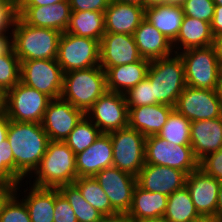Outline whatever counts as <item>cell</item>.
Listing matches in <instances>:
<instances>
[{
  "mask_svg": "<svg viewBox=\"0 0 222 222\" xmlns=\"http://www.w3.org/2000/svg\"><path fill=\"white\" fill-rule=\"evenodd\" d=\"M50 139L40 123L9 120L7 143L14 156V174L24 182L38 167Z\"/></svg>",
  "mask_w": 222,
  "mask_h": 222,
  "instance_id": "cell-1",
  "label": "cell"
},
{
  "mask_svg": "<svg viewBox=\"0 0 222 222\" xmlns=\"http://www.w3.org/2000/svg\"><path fill=\"white\" fill-rule=\"evenodd\" d=\"M32 178H34L33 181H31ZM77 178L74 152L64 142L50 141L38 167L26 178L29 181L25 180V183L58 189L63 185L73 184Z\"/></svg>",
  "mask_w": 222,
  "mask_h": 222,
  "instance_id": "cell-2",
  "label": "cell"
},
{
  "mask_svg": "<svg viewBox=\"0 0 222 222\" xmlns=\"http://www.w3.org/2000/svg\"><path fill=\"white\" fill-rule=\"evenodd\" d=\"M13 49L20 61L57 59L61 32L26 24L16 15L12 24Z\"/></svg>",
  "mask_w": 222,
  "mask_h": 222,
  "instance_id": "cell-3",
  "label": "cell"
},
{
  "mask_svg": "<svg viewBox=\"0 0 222 222\" xmlns=\"http://www.w3.org/2000/svg\"><path fill=\"white\" fill-rule=\"evenodd\" d=\"M153 98L159 104L175 107L179 95L187 86L184 63L179 53L151 60L147 71Z\"/></svg>",
  "mask_w": 222,
  "mask_h": 222,
  "instance_id": "cell-4",
  "label": "cell"
},
{
  "mask_svg": "<svg viewBox=\"0 0 222 222\" xmlns=\"http://www.w3.org/2000/svg\"><path fill=\"white\" fill-rule=\"evenodd\" d=\"M106 91V74L101 66L64 73L61 98L85 114Z\"/></svg>",
  "mask_w": 222,
  "mask_h": 222,
  "instance_id": "cell-5",
  "label": "cell"
},
{
  "mask_svg": "<svg viewBox=\"0 0 222 222\" xmlns=\"http://www.w3.org/2000/svg\"><path fill=\"white\" fill-rule=\"evenodd\" d=\"M185 69L186 85L193 88L216 90L222 67L212 45L179 52Z\"/></svg>",
  "mask_w": 222,
  "mask_h": 222,
  "instance_id": "cell-6",
  "label": "cell"
},
{
  "mask_svg": "<svg viewBox=\"0 0 222 222\" xmlns=\"http://www.w3.org/2000/svg\"><path fill=\"white\" fill-rule=\"evenodd\" d=\"M51 98L21 81L6 92L5 109L11 121L40 123Z\"/></svg>",
  "mask_w": 222,
  "mask_h": 222,
  "instance_id": "cell-7",
  "label": "cell"
},
{
  "mask_svg": "<svg viewBox=\"0 0 222 222\" xmlns=\"http://www.w3.org/2000/svg\"><path fill=\"white\" fill-rule=\"evenodd\" d=\"M57 62L63 73L100 66V41L65 31L59 38Z\"/></svg>",
  "mask_w": 222,
  "mask_h": 222,
  "instance_id": "cell-8",
  "label": "cell"
},
{
  "mask_svg": "<svg viewBox=\"0 0 222 222\" xmlns=\"http://www.w3.org/2000/svg\"><path fill=\"white\" fill-rule=\"evenodd\" d=\"M108 134L112 141L113 166L137 177L145 165L146 137L129 126Z\"/></svg>",
  "mask_w": 222,
  "mask_h": 222,
  "instance_id": "cell-9",
  "label": "cell"
},
{
  "mask_svg": "<svg viewBox=\"0 0 222 222\" xmlns=\"http://www.w3.org/2000/svg\"><path fill=\"white\" fill-rule=\"evenodd\" d=\"M145 164L175 168L187 175L199 168L191 145H175L157 135L146 137Z\"/></svg>",
  "mask_w": 222,
  "mask_h": 222,
  "instance_id": "cell-10",
  "label": "cell"
},
{
  "mask_svg": "<svg viewBox=\"0 0 222 222\" xmlns=\"http://www.w3.org/2000/svg\"><path fill=\"white\" fill-rule=\"evenodd\" d=\"M20 62L22 83L46 94L51 99L61 97L64 73L57 59H34Z\"/></svg>",
  "mask_w": 222,
  "mask_h": 222,
  "instance_id": "cell-11",
  "label": "cell"
},
{
  "mask_svg": "<svg viewBox=\"0 0 222 222\" xmlns=\"http://www.w3.org/2000/svg\"><path fill=\"white\" fill-rule=\"evenodd\" d=\"M174 109L191 122L222 117V105L216 90L186 86Z\"/></svg>",
  "mask_w": 222,
  "mask_h": 222,
  "instance_id": "cell-12",
  "label": "cell"
},
{
  "mask_svg": "<svg viewBox=\"0 0 222 222\" xmlns=\"http://www.w3.org/2000/svg\"><path fill=\"white\" fill-rule=\"evenodd\" d=\"M85 115L102 133L128 127L129 109L122 93L106 91Z\"/></svg>",
  "mask_w": 222,
  "mask_h": 222,
  "instance_id": "cell-13",
  "label": "cell"
},
{
  "mask_svg": "<svg viewBox=\"0 0 222 222\" xmlns=\"http://www.w3.org/2000/svg\"><path fill=\"white\" fill-rule=\"evenodd\" d=\"M94 179L106 193L115 212H128L132 205L137 178L114 166L104 168Z\"/></svg>",
  "mask_w": 222,
  "mask_h": 222,
  "instance_id": "cell-14",
  "label": "cell"
},
{
  "mask_svg": "<svg viewBox=\"0 0 222 222\" xmlns=\"http://www.w3.org/2000/svg\"><path fill=\"white\" fill-rule=\"evenodd\" d=\"M84 116L82 110L60 97L50 100L41 125L50 141L64 142Z\"/></svg>",
  "mask_w": 222,
  "mask_h": 222,
  "instance_id": "cell-15",
  "label": "cell"
},
{
  "mask_svg": "<svg viewBox=\"0 0 222 222\" xmlns=\"http://www.w3.org/2000/svg\"><path fill=\"white\" fill-rule=\"evenodd\" d=\"M71 12L68 0L48 6H16V15L26 24L51 28L61 33L68 28Z\"/></svg>",
  "mask_w": 222,
  "mask_h": 222,
  "instance_id": "cell-16",
  "label": "cell"
},
{
  "mask_svg": "<svg viewBox=\"0 0 222 222\" xmlns=\"http://www.w3.org/2000/svg\"><path fill=\"white\" fill-rule=\"evenodd\" d=\"M221 182L202 169L192 171L186 179V188L200 216L217 220V199Z\"/></svg>",
  "mask_w": 222,
  "mask_h": 222,
  "instance_id": "cell-17",
  "label": "cell"
},
{
  "mask_svg": "<svg viewBox=\"0 0 222 222\" xmlns=\"http://www.w3.org/2000/svg\"><path fill=\"white\" fill-rule=\"evenodd\" d=\"M187 174L167 166L145 164L137 175V184L147 191L167 196L186 186Z\"/></svg>",
  "mask_w": 222,
  "mask_h": 222,
  "instance_id": "cell-18",
  "label": "cell"
},
{
  "mask_svg": "<svg viewBox=\"0 0 222 222\" xmlns=\"http://www.w3.org/2000/svg\"><path fill=\"white\" fill-rule=\"evenodd\" d=\"M141 58L133 35L105 33L100 40L101 68L130 64Z\"/></svg>",
  "mask_w": 222,
  "mask_h": 222,
  "instance_id": "cell-19",
  "label": "cell"
},
{
  "mask_svg": "<svg viewBox=\"0 0 222 222\" xmlns=\"http://www.w3.org/2000/svg\"><path fill=\"white\" fill-rule=\"evenodd\" d=\"M111 166L113 149L109 134L102 133L89 148L76 154L77 177H94L104 168Z\"/></svg>",
  "mask_w": 222,
  "mask_h": 222,
  "instance_id": "cell-20",
  "label": "cell"
},
{
  "mask_svg": "<svg viewBox=\"0 0 222 222\" xmlns=\"http://www.w3.org/2000/svg\"><path fill=\"white\" fill-rule=\"evenodd\" d=\"M190 139L199 162L208 154L222 149V117L191 122Z\"/></svg>",
  "mask_w": 222,
  "mask_h": 222,
  "instance_id": "cell-21",
  "label": "cell"
},
{
  "mask_svg": "<svg viewBox=\"0 0 222 222\" xmlns=\"http://www.w3.org/2000/svg\"><path fill=\"white\" fill-rule=\"evenodd\" d=\"M104 14L105 33L133 35L145 19V7L111 1Z\"/></svg>",
  "mask_w": 222,
  "mask_h": 222,
  "instance_id": "cell-22",
  "label": "cell"
},
{
  "mask_svg": "<svg viewBox=\"0 0 222 222\" xmlns=\"http://www.w3.org/2000/svg\"><path fill=\"white\" fill-rule=\"evenodd\" d=\"M128 126L142 133L145 137L157 135L167 122L174 107L164 104L128 107Z\"/></svg>",
  "mask_w": 222,
  "mask_h": 222,
  "instance_id": "cell-23",
  "label": "cell"
},
{
  "mask_svg": "<svg viewBox=\"0 0 222 222\" xmlns=\"http://www.w3.org/2000/svg\"><path fill=\"white\" fill-rule=\"evenodd\" d=\"M23 182H20L15 187V193L20 197L22 196V200L24 201L31 222H54V207H55V188H43L37 187L29 184L25 189V192H21L20 188ZM20 193L18 194V192ZM29 191V192H28ZM23 194V195H20ZM26 194V195H25Z\"/></svg>",
  "mask_w": 222,
  "mask_h": 222,
  "instance_id": "cell-24",
  "label": "cell"
},
{
  "mask_svg": "<svg viewBox=\"0 0 222 222\" xmlns=\"http://www.w3.org/2000/svg\"><path fill=\"white\" fill-rule=\"evenodd\" d=\"M133 37L139 54L144 59L151 61L174 53L172 42L145 19L135 30Z\"/></svg>",
  "mask_w": 222,
  "mask_h": 222,
  "instance_id": "cell-25",
  "label": "cell"
},
{
  "mask_svg": "<svg viewBox=\"0 0 222 222\" xmlns=\"http://www.w3.org/2000/svg\"><path fill=\"white\" fill-rule=\"evenodd\" d=\"M150 60L141 58L130 64L102 68L106 74L107 91L125 94L146 76Z\"/></svg>",
  "mask_w": 222,
  "mask_h": 222,
  "instance_id": "cell-26",
  "label": "cell"
},
{
  "mask_svg": "<svg viewBox=\"0 0 222 222\" xmlns=\"http://www.w3.org/2000/svg\"><path fill=\"white\" fill-rule=\"evenodd\" d=\"M184 18L181 4L162 3L145 8V20L160 31L170 42L179 33Z\"/></svg>",
  "mask_w": 222,
  "mask_h": 222,
  "instance_id": "cell-27",
  "label": "cell"
},
{
  "mask_svg": "<svg viewBox=\"0 0 222 222\" xmlns=\"http://www.w3.org/2000/svg\"><path fill=\"white\" fill-rule=\"evenodd\" d=\"M214 36L209 22L184 16L177 38L172 42L174 53L212 45Z\"/></svg>",
  "mask_w": 222,
  "mask_h": 222,
  "instance_id": "cell-28",
  "label": "cell"
},
{
  "mask_svg": "<svg viewBox=\"0 0 222 222\" xmlns=\"http://www.w3.org/2000/svg\"><path fill=\"white\" fill-rule=\"evenodd\" d=\"M168 196L142 189L138 184L133 191L132 205L128 211L133 219L157 218L164 215Z\"/></svg>",
  "mask_w": 222,
  "mask_h": 222,
  "instance_id": "cell-29",
  "label": "cell"
},
{
  "mask_svg": "<svg viewBox=\"0 0 222 222\" xmlns=\"http://www.w3.org/2000/svg\"><path fill=\"white\" fill-rule=\"evenodd\" d=\"M66 32L100 41L105 34V14L100 11H72Z\"/></svg>",
  "mask_w": 222,
  "mask_h": 222,
  "instance_id": "cell-30",
  "label": "cell"
},
{
  "mask_svg": "<svg viewBox=\"0 0 222 222\" xmlns=\"http://www.w3.org/2000/svg\"><path fill=\"white\" fill-rule=\"evenodd\" d=\"M163 216L169 222H189L200 217L186 186L168 196Z\"/></svg>",
  "mask_w": 222,
  "mask_h": 222,
  "instance_id": "cell-31",
  "label": "cell"
},
{
  "mask_svg": "<svg viewBox=\"0 0 222 222\" xmlns=\"http://www.w3.org/2000/svg\"><path fill=\"white\" fill-rule=\"evenodd\" d=\"M73 184L79 189L82 197L101 214H112L109 198L94 177H78Z\"/></svg>",
  "mask_w": 222,
  "mask_h": 222,
  "instance_id": "cell-32",
  "label": "cell"
},
{
  "mask_svg": "<svg viewBox=\"0 0 222 222\" xmlns=\"http://www.w3.org/2000/svg\"><path fill=\"white\" fill-rule=\"evenodd\" d=\"M101 134L100 129L85 115L74 127L64 143L76 155L89 148Z\"/></svg>",
  "mask_w": 222,
  "mask_h": 222,
  "instance_id": "cell-33",
  "label": "cell"
},
{
  "mask_svg": "<svg viewBox=\"0 0 222 222\" xmlns=\"http://www.w3.org/2000/svg\"><path fill=\"white\" fill-rule=\"evenodd\" d=\"M190 132L191 121L174 109L157 136L175 145H190Z\"/></svg>",
  "mask_w": 222,
  "mask_h": 222,
  "instance_id": "cell-34",
  "label": "cell"
},
{
  "mask_svg": "<svg viewBox=\"0 0 222 222\" xmlns=\"http://www.w3.org/2000/svg\"><path fill=\"white\" fill-rule=\"evenodd\" d=\"M58 190L73 208L78 222H95L103 216V214L86 202L74 184L63 185Z\"/></svg>",
  "mask_w": 222,
  "mask_h": 222,
  "instance_id": "cell-35",
  "label": "cell"
},
{
  "mask_svg": "<svg viewBox=\"0 0 222 222\" xmlns=\"http://www.w3.org/2000/svg\"><path fill=\"white\" fill-rule=\"evenodd\" d=\"M21 62L12 48L0 55V87L7 92L20 82Z\"/></svg>",
  "mask_w": 222,
  "mask_h": 222,
  "instance_id": "cell-36",
  "label": "cell"
},
{
  "mask_svg": "<svg viewBox=\"0 0 222 222\" xmlns=\"http://www.w3.org/2000/svg\"><path fill=\"white\" fill-rule=\"evenodd\" d=\"M124 96L128 107L159 104L156 99L153 98L152 85L147 76L136 86L129 89Z\"/></svg>",
  "mask_w": 222,
  "mask_h": 222,
  "instance_id": "cell-37",
  "label": "cell"
},
{
  "mask_svg": "<svg viewBox=\"0 0 222 222\" xmlns=\"http://www.w3.org/2000/svg\"><path fill=\"white\" fill-rule=\"evenodd\" d=\"M14 192L5 202L0 222H31L28 209L24 201Z\"/></svg>",
  "mask_w": 222,
  "mask_h": 222,
  "instance_id": "cell-38",
  "label": "cell"
},
{
  "mask_svg": "<svg viewBox=\"0 0 222 222\" xmlns=\"http://www.w3.org/2000/svg\"><path fill=\"white\" fill-rule=\"evenodd\" d=\"M20 182L14 174V156L6 140L0 145V183L16 187Z\"/></svg>",
  "mask_w": 222,
  "mask_h": 222,
  "instance_id": "cell-39",
  "label": "cell"
},
{
  "mask_svg": "<svg viewBox=\"0 0 222 222\" xmlns=\"http://www.w3.org/2000/svg\"><path fill=\"white\" fill-rule=\"evenodd\" d=\"M184 16L193 17L211 23L215 12L213 0H185L181 4Z\"/></svg>",
  "mask_w": 222,
  "mask_h": 222,
  "instance_id": "cell-40",
  "label": "cell"
},
{
  "mask_svg": "<svg viewBox=\"0 0 222 222\" xmlns=\"http://www.w3.org/2000/svg\"><path fill=\"white\" fill-rule=\"evenodd\" d=\"M54 222H78L73 208L65 197L55 188Z\"/></svg>",
  "mask_w": 222,
  "mask_h": 222,
  "instance_id": "cell-41",
  "label": "cell"
},
{
  "mask_svg": "<svg viewBox=\"0 0 222 222\" xmlns=\"http://www.w3.org/2000/svg\"><path fill=\"white\" fill-rule=\"evenodd\" d=\"M199 168L222 183V149L204 157L199 162Z\"/></svg>",
  "mask_w": 222,
  "mask_h": 222,
  "instance_id": "cell-42",
  "label": "cell"
},
{
  "mask_svg": "<svg viewBox=\"0 0 222 222\" xmlns=\"http://www.w3.org/2000/svg\"><path fill=\"white\" fill-rule=\"evenodd\" d=\"M16 17V0H0V33L11 32Z\"/></svg>",
  "mask_w": 222,
  "mask_h": 222,
  "instance_id": "cell-43",
  "label": "cell"
},
{
  "mask_svg": "<svg viewBox=\"0 0 222 222\" xmlns=\"http://www.w3.org/2000/svg\"><path fill=\"white\" fill-rule=\"evenodd\" d=\"M71 11H100L105 12L111 0H68Z\"/></svg>",
  "mask_w": 222,
  "mask_h": 222,
  "instance_id": "cell-44",
  "label": "cell"
},
{
  "mask_svg": "<svg viewBox=\"0 0 222 222\" xmlns=\"http://www.w3.org/2000/svg\"><path fill=\"white\" fill-rule=\"evenodd\" d=\"M210 25L214 37L222 34V5H215V12Z\"/></svg>",
  "mask_w": 222,
  "mask_h": 222,
  "instance_id": "cell-45",
  "label": "cell"
},
{
  "mask_svg": "<svg viewBox=\"0 0 222 222\" xmlns=\"http://www.w3.org/2000/svg\"><path fill=\"white\" fill-rule=\"evenodd\" d=\"M95 222H133V218L128 212H115L112 214L103 215Z\"/></svg>",
  "mask_w": 222,
  "mask_h": 222,
  "instance_id": "cell-46",
  "label": "cell"
},
{
  "mask_svg": "<svg viewBox=\"0 0 222 222\" xmlns=\"http://www.w3.org/2000/svg\"><path fill=\"white\" fill-rule=\"evenodd\" d=\"M12 48H13L12 32L0 33V55L7 54Z\"/></svg>",
  "mask_w": 222,
  "mask_h": 222,
  "instance_id": "cell-47",
  "label": "cell"
},
{
  "mask_svg": "<svg viewBox=\"0 0 222 222\" xmlns=\"http://www.w3.org/2000/svg\"><path fill=\"white\" fill-rule=\"evenodd\" d=\"M63 0H16V6H48Z\"/></svg>",
  "mask_w": 222,
  "mask_h": 222,
  "instance_id": "cell-48",
  "label": "cell"
},
{
  "mask_svg": "<svg viewBox=\"0 0 222 222\" xmlns=\"http://www.w3.org/2000/svg\"><path fill=\"white\" fill-rule=\"evenodd\" d=\"M15 192V187L0 183V215L6 200Z\"/></svg>",
  "mask_w": 222,
  "mask_h": 222,
  "instance_id": "cell-49",
  "label": "cell"
},
{
  "mask_svg": "<svg viewBox=\"0 0 222 222\" xmlns=\"http://www.w3.org/2000/svg\"><path fill=\"white\" fill-rule=\"evenodd\" d=\"M9 127V118L6 113L0 112V145L7 140V131Z\"/></svg>",
  "mask_w": 222,
  "mask_h": 222,
  "instance_id": "cell-50",
  "label": "cell"
},
{
  "mask_svg": "<svg viewBox=\"0 0 222 222\" xmlns=\"http://www.w3.org/2000/svg\"><path fill=\"white\" fill-rule=\"evenodd\" d=\"M212 46L215 51L216 59L219 65L222 67V34L214 37Z\"/></svg>",
  "mask_w": 222,
  "mask_h": 222,
  "instance_id": "cell-51",
  "label": "cell"
},
{
  "mask_svg": "<svg viewBox=\"0 0 222 222\" xmlns=\"http://www.w3.org/2000/svg\"><path fill=\"white\" fill-rule=\"evenodd\" d=\"M217 221L222 222V183L219 187L218 199H217Z\"/></svg>",
  "mask_w": 222,
  "mask_h": 222,
  "instance_id": "cell-52",
  "label": "cell"
},
{
  "mask_svg": "<svg viewBox=\"0 0 222 222\" xmlns=\"http://www.w3.org/2000/svg\"><path fill=\"white\" fill-rule=\"evenodd\" d=\"M133 222H169L164 216L148 219H133Z\"/></svg>",
  "mask_w": 222,
  "mask_h": 222,
  "instance_id": "cell-53",
  "label": "cell"
},
{
  "mask_svg": "<svg viewBox=\"0 0 222 222\" xmlns=\"http://www.w3.org/2000/svg\"><path fill=\"white\" fill-rule=\"evenodd\" d=\"M114 2H121V3H128V4H134L138 6L144 7V0H111Z\"/></svg>",
  "mask_w": 222,
  "mask_h": 222,
  "instance_id": "cell-54",
  "label": "cell"
},
{
  "mask_svg": "<svg viewBox=\"0 0 222 222\" xmlns=\"http://www.w3.org/2000/svg\"><path fill=\"white\" fill-rule=\"evenodd\" d=\"M169 0H144V7L156 5V4H162V3H168Z\"/></svg>",
  "mask_w": 222,
  "mask_h": 222,
  "instance_id": "cell-55",
  "label": "cell"
},
{
  "mask_svg": "<svg viewBox=\"0 0 222 222\" xmlns=\"http://www.w3.org/2000/svg\"><path fill=\"white\" fill-rule=\"evenodd\" d=\"M5 97L6 92L0 87V112H3L5 109Z\"/></svg>",
  "mask_w": 222,
  "mask_h": 222,
  "instance_id": "cell-56",
  "label": "cell"
},
{
  "mask_svg": "<svg viewBox=\"0 0 222 222\" xmlns=\"http://www.w3.org/2000/svg\"><path fill=\"white\" fill-rule=\"evenodd\" d=\"M189 222H218L215 218L209 216H200L199 218Z\"/></svg>",
  "mask_w": 222,
  "mask_h": 222,
  "instance_id": "cell-57",
  "label": "cell"
},
{
  "mask_svg": "<svg viewBox=\"0 0 222 222\" xmlns=\"http://www.w3.org/2000/svg\"><path fill=\"white\" fill-rule=\"evenodd\" d=\"M216 91H217L218 97L220 99V103L222 105V71H221L220 77L218 79V86H217Z\"/></svg>",
  "mask_w": 222,
  "mask_h": 222,
  "instance_id": "cell-58",
  "label": "cell"
},
{
  "mask_svg": "<svg viewBox=\"0 0 222 222\" xmlns=\"http://www.w3.org/2000/svg\"><path fill=\"white\" fill-rule=\"evenodd\" d=\"M185 0H169L171 3L182 4Z\"/></svg>",
  "mask_w": 222,
  "mask_h": 222,
  "instance_id": "cell-59",
  "label": "cell"
},
{
  "mask_svg": "<svg viewBox=\"0 0 222 222\" xmlns=\"http://www.w3.org/2000/svg\"><path fill=\"white\" fill-rule=\"evenodd\" d=\"M215 5H222V0H213Z\"/></svg>",
  "mask_w": 222,
  "mask_h": 222,
  "instance_id": "cell-60",
  "label": "cell"
}]
</instances>
